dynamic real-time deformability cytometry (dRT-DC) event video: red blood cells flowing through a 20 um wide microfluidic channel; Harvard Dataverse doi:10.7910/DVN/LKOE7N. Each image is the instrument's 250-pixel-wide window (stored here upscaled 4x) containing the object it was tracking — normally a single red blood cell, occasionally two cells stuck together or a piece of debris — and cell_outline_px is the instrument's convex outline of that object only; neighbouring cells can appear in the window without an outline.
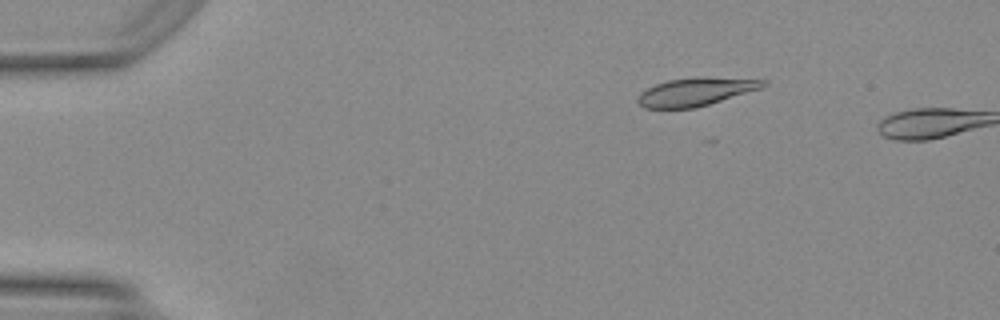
{"species": "Egyptian fruit bat (a non-hibernating species)", "species_latin": "Rousettus aegyptiacus", "temperature_condition": "warm", "stored_images_in_passage": 5, "camera_frame_rate_fps": 3000, "um_per_image_px": 0.085, "animal": {"sex": "female"}, "frame": {"image": 1, "passage_image": 4, "time_ms": 1.0, "image_size_px": [1000, 320], "cell_outline_px": [[768, 84], [760, 88], [696, 108], [644, 108], [636, 100], [636, 96], [640, 92], [656, 84], [668, 80], [696, 76], [704, 76], [768, 80]], "centroid_in_image_um": [59.12, 7.78], "position_along_channel_um": 25.9, "area_um2": 20.63}}